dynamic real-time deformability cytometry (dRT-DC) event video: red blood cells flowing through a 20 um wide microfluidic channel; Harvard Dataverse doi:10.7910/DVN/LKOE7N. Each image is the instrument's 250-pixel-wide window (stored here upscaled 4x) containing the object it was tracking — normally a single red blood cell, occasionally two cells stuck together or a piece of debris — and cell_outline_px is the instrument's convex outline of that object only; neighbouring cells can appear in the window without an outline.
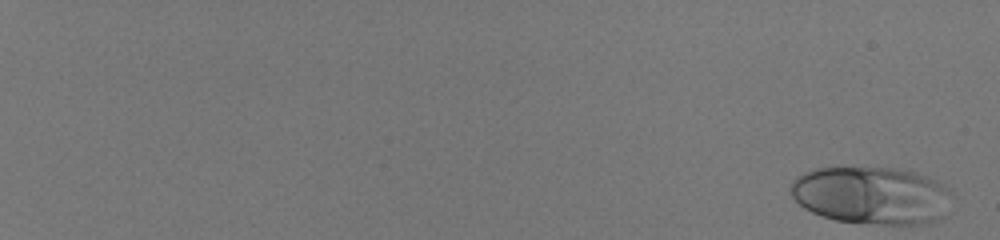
{"species": "human", "species_latin": "Homo sapiens", "temperature_condition": "room temperature", "stored_images_in_passage": 21, "camera_frame_rate_fps": 3000, "um_per_image_px": 0.085, "donor": {"sex": "male"}, "frame": {"image": 1, "passage_image": 1, "time_ms": 0.0, "image_size_px": [1000, 240], "cell_outline_px": [[952, 196], [940, 220], [920, 224], [884, 224], [836, 220], [812, 212], [804, 208], [788, 192], [792, 180], [796, 176], [804, 172], [816, 168], [908, 168], [936, 180], [948, 188], [952, 192]], "centroid_in_image_um": [74.09, 16.59], "position_along_channel_um": 10.9, "area_um2": 54.45}}